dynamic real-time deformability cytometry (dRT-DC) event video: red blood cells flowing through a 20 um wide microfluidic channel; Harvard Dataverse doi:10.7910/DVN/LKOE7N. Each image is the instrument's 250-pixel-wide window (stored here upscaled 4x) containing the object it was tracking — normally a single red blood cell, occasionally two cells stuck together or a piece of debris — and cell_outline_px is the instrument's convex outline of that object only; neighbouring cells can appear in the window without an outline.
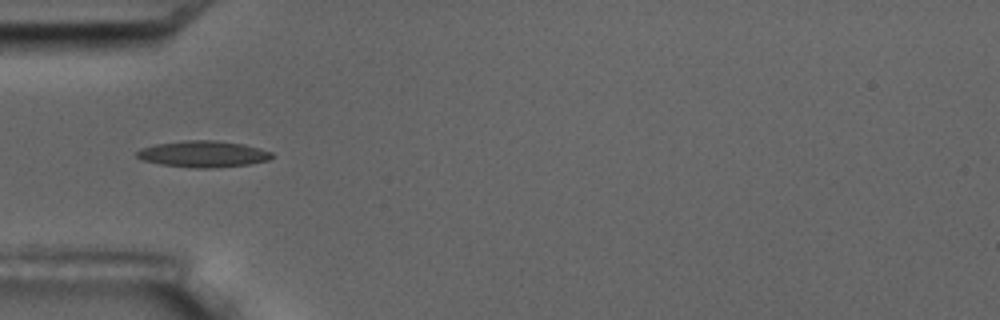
{"species": "common noctule bat (a hibernating species)", "species_latin": "Nyctalus noctula", "temperature_condition": "room temperature", "stored_images_in_passage": 5, "camera_frame_rate_fps": 3000, "um_per_image_px": 0.085, "animal": {"sex": "male", "body_mass_g": 17.5, "forearm_length_mm": 52.3}, "frame": {"image": 1, "passage_image": 4, "time_ms": 4.333, "image_size_px": [1000, 320], "cell_outline_px": [[272, 156], [268, 160], [248, 164], [212, 168], [192, 168], [160, 164], [140, 160], [136, 156], [136, 152], [140, 148], [156, 144], [184, 140], [212, 140], [244, 144], [272, 152]], "centroid_in_image_um": [17.21, 13.09], "position_along_channel_um": 67.8, "area_um2": 20.75}}